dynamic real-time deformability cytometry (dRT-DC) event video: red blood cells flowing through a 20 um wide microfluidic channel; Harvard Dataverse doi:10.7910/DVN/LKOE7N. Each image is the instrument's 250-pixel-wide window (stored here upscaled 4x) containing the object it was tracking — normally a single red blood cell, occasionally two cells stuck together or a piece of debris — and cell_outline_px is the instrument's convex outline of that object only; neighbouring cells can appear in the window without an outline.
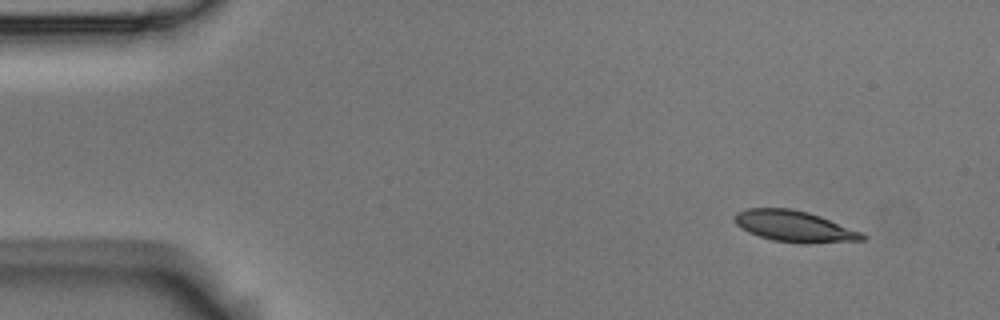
{"species": "Egyptian fruit bat (a non-hibernating species)", "species_latin": "Rousettus aegyptiacus", "temperature_condition": "room temperature", "stored_images_in_passage": 5, "segment_of_instrument_passage": [1, 2], "camera_frame_rate_fps": 3000, "um_per_image_px": 0.085, "animal": {"sex": "male"}, "frame": {"image": 1, "passage_image": 1, "time_ms": 0.0, "image_size_px": [1000, 320], "cell_outline_px": [[868, 236], [864, 240], [808, 244], [804, 244], [772, 240], [748, 232], [740, 228], [732, 220], [732, 216], [736, 212], [748, 208], [792, 208], [808, 212], [820, 216], [864, 232]], "centroid_in_image_um": [67.53, 19.24], "position_along_channel_um": 17.5, "area_um2": 23.64}}
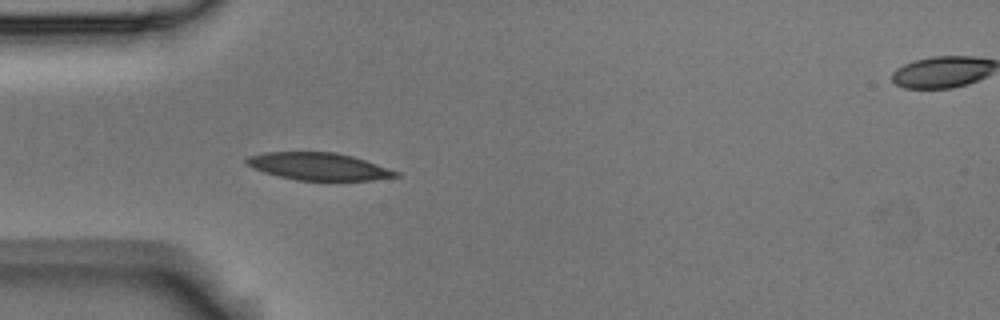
{"frame": {"image": 2, "passage_image": 4, "time_ms": 1.0, "image_size_px": [1000, 320], "cell_outline_px": [[400, 176], [372, 180], [296, 180], [264, 172], [252, 168], [244, 160], [248, 156], [264, 152], [336, 152], [352, 156], [400, 172]], "centroid_in_image_um": [27.07, 14.14], "position_along_channel_um": 57.9, "area_um2": 23.64}}